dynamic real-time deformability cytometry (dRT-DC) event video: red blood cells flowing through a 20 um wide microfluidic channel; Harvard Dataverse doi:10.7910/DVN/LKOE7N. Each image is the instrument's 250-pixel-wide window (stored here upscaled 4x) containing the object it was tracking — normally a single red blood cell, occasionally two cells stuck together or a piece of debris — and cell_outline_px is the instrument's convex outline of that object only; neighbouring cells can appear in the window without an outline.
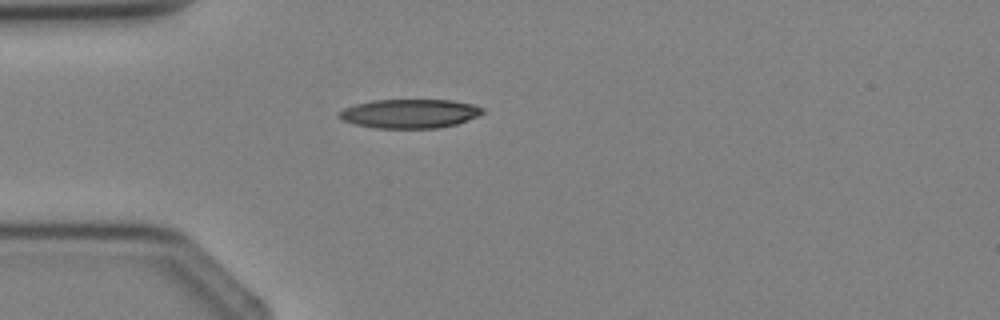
{"species": "Egyptian fruit bat (a non-hibernating species)", "species_latin": "Rousettus aegyptiacus", "temperature_condition": "cold", "stored_images_in_passage": 3, "camera_frame_rate_fps": 3000, "um_per_image_px": 0.085, "animal": {"sex": "female"}, "frame": {"image": 1, "passage_image": 3, "time_ms": 3.333, "image_size_px": [1000, 320], "cell_outline_px": [[484, 112], [468, 120], [456, 124], [440, 128], [376, 128], [356, 124], [344, 120], [336, 116], [344, 108], [356, 104], [372, 100], [452, 100], [472, 104], [484, 108]], "centroid_in_image_um": [34.84, 9.65], "position_along_channel_um": 50.2, "area_um2": 24.16}}